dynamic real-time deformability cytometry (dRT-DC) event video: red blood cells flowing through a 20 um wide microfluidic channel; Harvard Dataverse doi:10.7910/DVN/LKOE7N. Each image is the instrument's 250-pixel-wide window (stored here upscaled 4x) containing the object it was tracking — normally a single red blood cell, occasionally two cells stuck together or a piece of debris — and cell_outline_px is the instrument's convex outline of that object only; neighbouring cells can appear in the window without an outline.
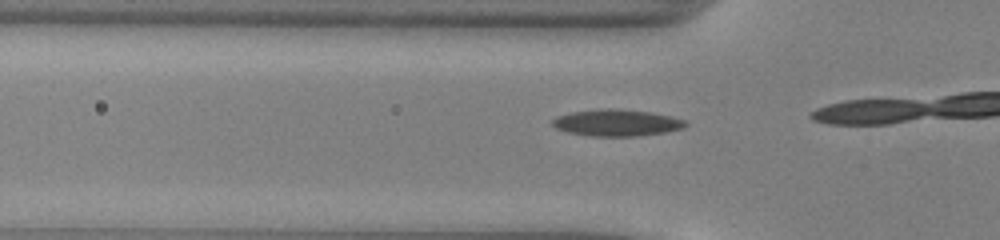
{"species": "common noctule bat (a hibernating species)", "species_latin": "Nyctalus noctula", "temperature_condition": "warm", "stored_images_in_passage": 16, "camera_frame_rate_fps": 3000, "um_per_image_px": 0.085, "animal": {"sex": "male", "body_mass_g": 13.0, "forearm_length_mm": 53.1}, "frame": {"image": 1, "passage_image": 12, "time_ms": 3.667, "image_size_px": [1000, 240], "cell_outline_px": [[688, 124], [684, 128], [664, 132], [636, 136], [592, 136], [568, 132], [556, 128], [552, 124], [552, 120], [556, 116], [572, 112], [604, 108], [612, 108], [652, 112], [672, 116], [684, 120]], "centroid_in_image_um": [52.43, 10.43], "position_along_channel_um": 73.4, "area_um2": 20.63}}